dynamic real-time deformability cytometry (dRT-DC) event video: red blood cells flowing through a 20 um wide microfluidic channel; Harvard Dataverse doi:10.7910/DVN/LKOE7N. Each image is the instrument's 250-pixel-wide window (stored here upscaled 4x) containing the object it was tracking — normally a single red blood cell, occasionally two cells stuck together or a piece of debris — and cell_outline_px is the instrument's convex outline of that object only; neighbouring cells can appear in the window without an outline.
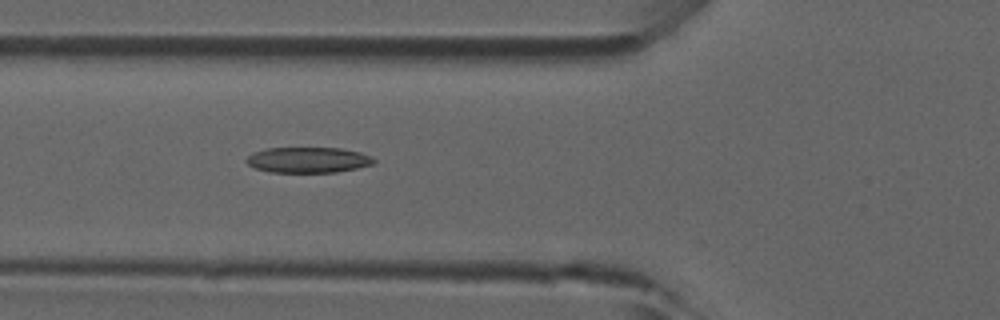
{"species": "common noctule bat (a hibernating species)", "species_latin": "Nyctalus noctula", "temperature_condition": "room temperature", "stored_images_in_passage": 25, "camera_frame_rate_fps": 3000, "um_per_image_px": 0.085, "animal": {"sex": "male", "forearm_length_mm": 52.5}, "frame": {"image": 1, "passage_image": 17, "time_ms": 5.333, "image_size_px": [1000, 320], "cell_outline_px": [[376, 160], [372, 164], [356, 168], [336, 172], [272, 172], [256, 168], [248, 164], [244, 160], [252, 152], [268, 148], [340, 148], [360, 152], [372, 156]], "centroid_in_image_um": [26.18, 13.59], "position_along_channel_um": 99.6, "area_um2": 18.96}}